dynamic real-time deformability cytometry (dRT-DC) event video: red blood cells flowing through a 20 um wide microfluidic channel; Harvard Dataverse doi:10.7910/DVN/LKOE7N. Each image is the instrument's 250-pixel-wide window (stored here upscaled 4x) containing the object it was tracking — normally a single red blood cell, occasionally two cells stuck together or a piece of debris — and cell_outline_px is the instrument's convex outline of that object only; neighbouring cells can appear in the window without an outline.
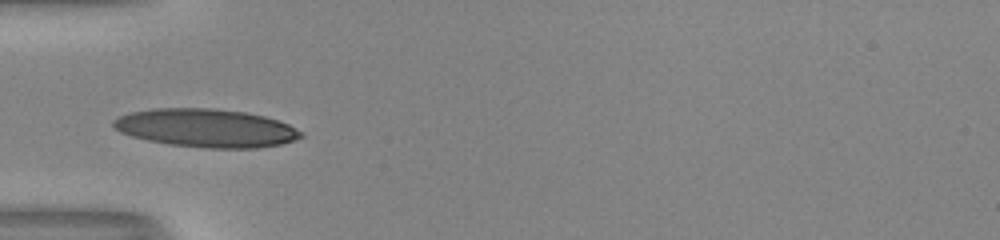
{"species": "human", "species_latin": "Homo sapiens", "temperature_condition": "room temperature", "stored_images_in_passage": 35, "camera_frame_rate_fps": 3000, "um_per_image_px": 0.085, "donor": {"sex": "male"}, "frame": {"image": 1, "passage_image": 1, "time_ms": 0.0, "image_size_px": [1000, 240], "cell_outline_px": [[304, 136], [280, 144], [256, 148], [208, 148], [168, 144], [148, 140], [132, 136], [120, 132], [112, 128], [112, 120], [128, 112], [156, 108], [212, 108], [244, 112], [264, 116], [288, 124], [304, 132]], "centroid_in_image_um": [17.48, 10.88], "position_along_channel_um": 67.5, "area_um2": 41.85}}
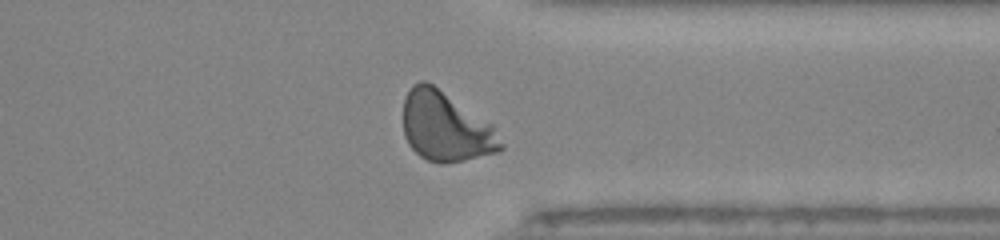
{"frame": {"image": 2, "passage_image": 24, "time_ms": 7.667, "image_size_px": [1000, 240], "cell_outline_px": [[504, 148], [500, 152], [464, 160], [444, 164], [440, 164], [428, 160], [420, 156], [408, 144], [404, 136], [404, 96], [412, 84], [420, 80], [424, 80], [432, 84], [492, 124], [504, 144]], "centroid_in_image_um": [37.88, 10.79], "position_along_channel_um": 373.5, "area_um2": 39.59}}
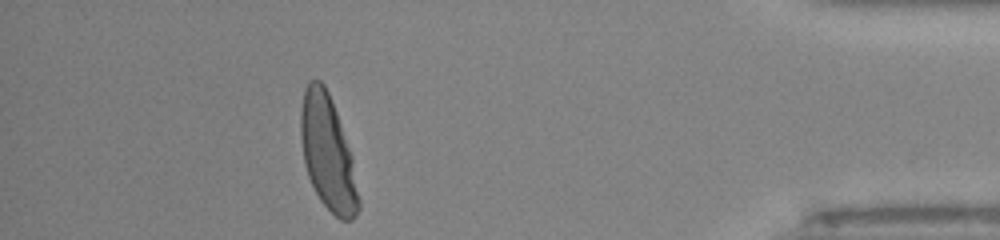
{"frame": {"image": 3, "passage_image": 30, "time_ms": 9.667, "image_size_px": [1000, 240], "cell_outline_px": [[360, 208], [356, 216], [352, 220], [340, 220], [320, 200], [308, 176], [304, 164], [300, 136], [300, 112], [304, 88], [308, 80], [320, 80], [324, 84], [328, 92], [336, 112], [352, 156], [360, 200]], "centroid_in_image_um": [27.85, 13.0], "position_along_channel_um": 407.4, "area_um2": 38.55}, "authors_computed_cell_mechanics": {"area_um2": 38.148, "velocity_mm_per_s": 4.0329, "shape_relaxation_time_tau1_ms": 2.9931, "shape_relaxation_time_tau2_ms": null, "deformation_change_tau1": 0.1855, "deformation_change_tau2": null}}